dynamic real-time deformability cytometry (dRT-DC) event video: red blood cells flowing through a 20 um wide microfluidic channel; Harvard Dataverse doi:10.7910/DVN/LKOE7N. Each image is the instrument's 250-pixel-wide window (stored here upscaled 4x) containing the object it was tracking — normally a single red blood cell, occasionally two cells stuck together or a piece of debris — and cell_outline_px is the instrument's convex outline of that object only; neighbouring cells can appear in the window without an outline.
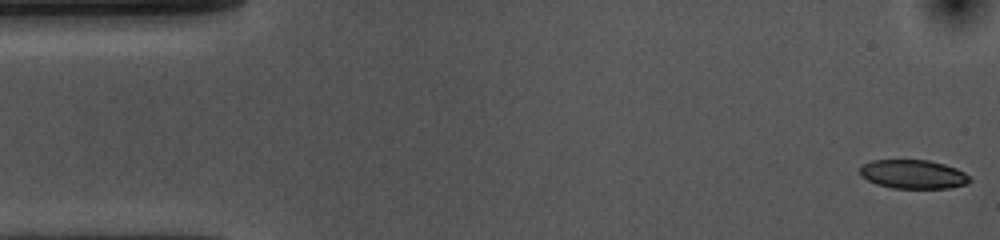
{"species": "common noctule bat (a hibernating species)", "species_latin": "Nyctalus noctula", "temperature_condition": "cold", "stored_images_in_passage": 54, "camera_frame_rate_fps": 3000, "um_per_image_px": 0.085, "animal": {"sex": "female", "body_mass_g": 10.0, "forearm_length_mm": 53.1}, "frame": {"image": 1, "passage_image": 1, "time_ms": 0.0, "image_size_px": [1000, 240], "cell_outline_px": [[972, 180], [968, 184], [948, 188], [892, 188], [876, 184], [860, 176], [860, 168], [864, 164], [872, 160], [928, 160], [944, 164], [956, 168], [964, 172]], "centroid_in_image_um": [77.63, 14.81], "position_along_channel_um": 7.4, "area_um2": 18.5}}
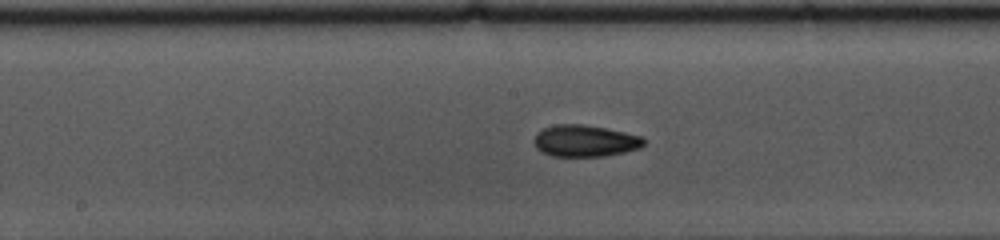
{"frame": {"image": 2, "passage_image": 26, "time_ms": 8.333, "image_size_px": [1000, 240], "cell_outline_px": [[644, 144], [640, 148], [624, 152], [604, 156], [552, 156], [536, 148], [532, 140], [536, 132], [544, 128], [556, 124], [584, 124], [608, 128], [644, 136]], "centroid_in_image_um": [49.72, 11.96], "position_along_channel_um": 198.5, "area_um2": 20.52}}
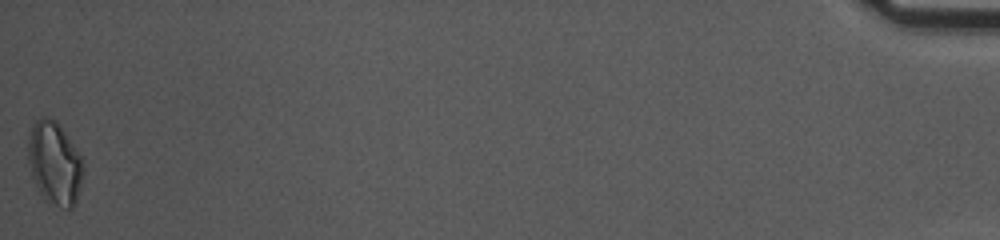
{"frame": {"image": 3, "passage_image": 54, "time_ms": 17.667, "image_size_px": [1000, 240], "cell_outline_px": [[84, 168], [80, 188], [76, 200], [72, 208], [60, 208], [48, 204], [44, 200], [32, 176], [28, 160], [28, 140], [32, 124], [40, 116], [44, 116], [56, 120], [80, 156], [84, 164]], "centroid_in_image_um": [4.63, 13.89], "position_along_channel_um": 430.6, "area_um2": 26.65}, "authors_computed_cell_mechanics": {"area_um2": 19.8254, "velocity_mm_per_s": 3.6109, "shape_relaxation_time_tau1_ms": 3.6091, "shape_relaxation_time_tau2_ms": null, "deformation_change_tau1": 0.0978, "deformation_change_tau2": null}}